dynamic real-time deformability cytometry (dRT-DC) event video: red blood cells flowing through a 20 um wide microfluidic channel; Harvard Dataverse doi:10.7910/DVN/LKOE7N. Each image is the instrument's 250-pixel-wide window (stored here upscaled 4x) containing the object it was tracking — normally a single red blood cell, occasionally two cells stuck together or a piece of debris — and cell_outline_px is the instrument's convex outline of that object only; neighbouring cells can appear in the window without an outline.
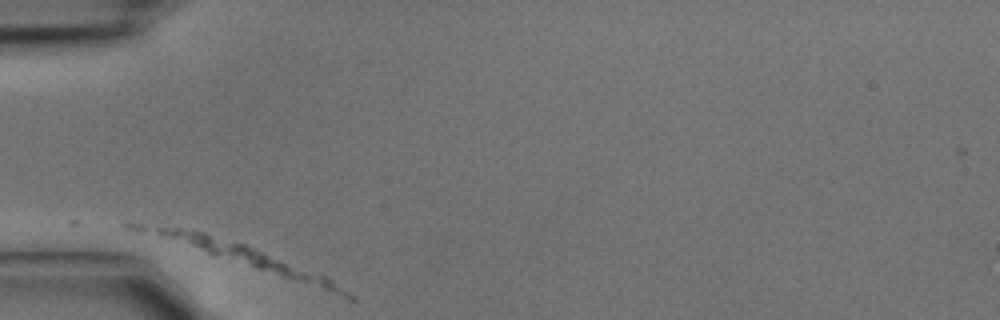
{"species": "common noctule bat (a hibernating species)", "species_latin": "Nyctalus noctula", "temperature_condition": "cold", "stored_images_in_passage": 7, "camera_frame_rate_fps": 3000, "um_per_image_px": 0.085, "animal": {"sex": "male", "body_mass_g": 15.6}, "frame": {"image": 1, "passage_image": 1, "time_ms": 0.0, "image_size_px": [1000, 320], "cell_outline_px": [[356, 300], [348, 300], [208, 252], [156, 232], [156, 228], [180, 228], [204, 232], [244, 244], [324, 276], [348, 292]], "centroid_in_image_um": [21.68, 22.05], "position_along_channel_um": 63.3, "area_um2": 22.6}}
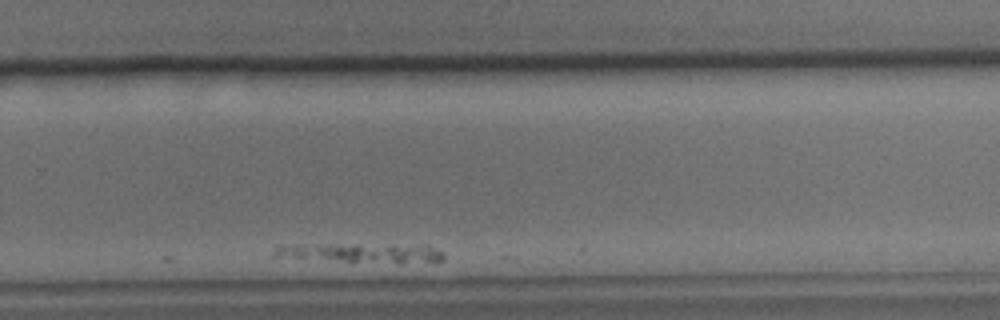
{"frame": {"image": 2, "passage_image": 7, "time_ms": 2.0, "image_size_px": [1000, 320], "cell_outline_px": [[444, 260], [400, 264], [352, 264], [272, 256], [272, 248], [276, 244], [428, 244], [444, 252]], "centroid_in_image_um": [30.67, 21.52], "position_along_channel_um": 299.1, "area_um2": 21.39}}